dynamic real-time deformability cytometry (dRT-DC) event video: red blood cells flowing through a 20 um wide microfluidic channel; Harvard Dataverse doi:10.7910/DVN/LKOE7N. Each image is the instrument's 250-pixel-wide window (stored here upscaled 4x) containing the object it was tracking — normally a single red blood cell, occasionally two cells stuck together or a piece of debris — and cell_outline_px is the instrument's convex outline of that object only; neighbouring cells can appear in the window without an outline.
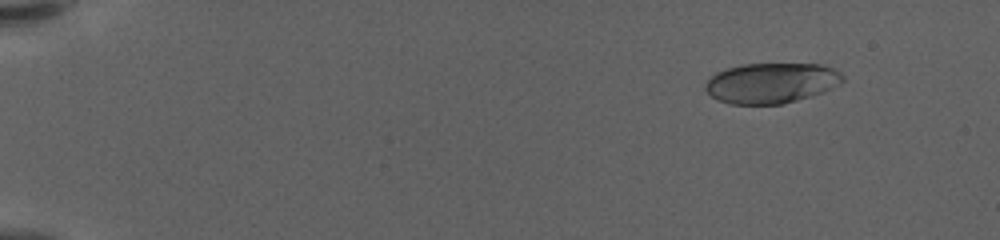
{"species": "human", "species_latin": "Homo sapiens", "temperature_condition": "warm", "stored_images_in_passage": 59, "camera_frame_rate_fps": 3000, "um_per_image_px": 0.085, "donor": {"sex": "female"}, "frame": {"image": 1, "passage_image": 7, "time_ms": 2.0, "image_size_px": [1000, 240], "cell_outline_px": [[844, 80], [840, 84], [824, 92], [784, 104], [732, 104], [716, 100], [704, 88], [704, 84], [716, 72], [728, 68], [744, 64], [820, 64], [832, 68], [840, 72], [844, 76]], "centroid_in_image_um": [65.58, 7.06], "position_along_channel_um": 19.4, "area_um2": 32.37}}
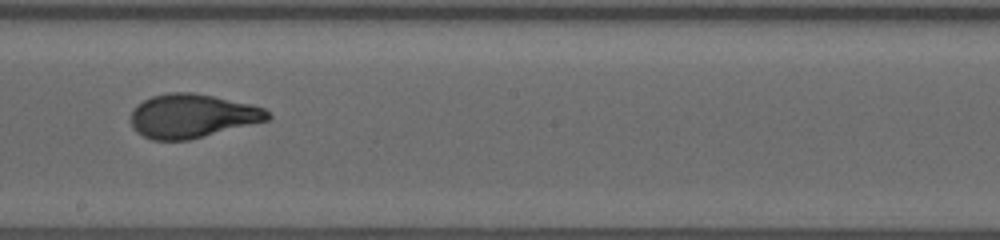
{"frame": {"image": 2, "passage_image": 36, "time_ms": 11.667, "image_size_px": [1000, 240], "cell_outline_px": [[272, 116], [268, 120], [188, 140], [152, 140], [136, 132], [132, 128], [132, 108], [136, 104], [152, 96], [168, 92], [192, 92], [252, 104], [264, 108]], "centroid_in_image_um": [16.31, 9.85], "position_along_channel_um": 231.9, "area_um2": 34.85}}
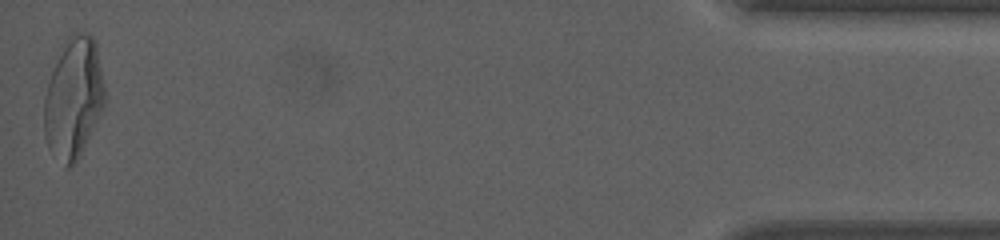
{"frame": {"image": 3, "passage_image": 59, "time_ms": 19.333, "image_size_px": [1000, 240], "cell_outline_px": [[104, 104], [80, 156], [68, 168], [64, 168], [48, 148], [44, 136], [44, 100], [48, 80], [68, 36], [72, 32], [88, 32], [92, 36], [96, 44], [104, 88]], "centroid_in_image_um": [6.22, 8.36], "position_along_channel_um": 429.0, "area_um2": 42.19}, "authors_computed_cell_mechanics": {"area_um2": 34.8534, "velocity_mm_per_s": 3.6159, "shape_relaxation_time_tau1_ms": 4.3858, "shape_relaxation_time_tau2_ms": 0.8285, "deformation_change_tau1": 0.2276, "deformation_change_tau2": 0.0772}}